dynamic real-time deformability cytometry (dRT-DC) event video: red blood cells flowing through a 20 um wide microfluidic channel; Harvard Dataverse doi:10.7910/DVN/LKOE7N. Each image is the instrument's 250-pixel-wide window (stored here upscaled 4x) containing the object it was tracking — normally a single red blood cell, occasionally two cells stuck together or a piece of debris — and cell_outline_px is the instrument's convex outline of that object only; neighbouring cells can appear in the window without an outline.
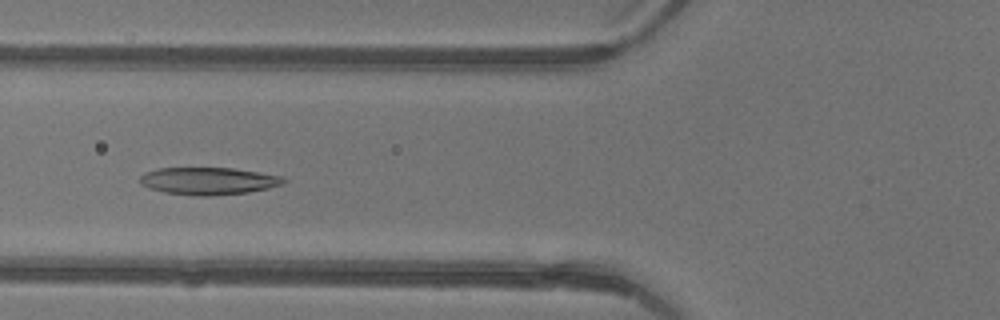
{"species": "common noctule bat (a hibernating species)", "species_latin": "Nyctalus noctula", "temperature_condition": "warm", "stored_images_in_passage": 4, "camera_frame_rate_fps": 3000, "um_per_image_px": 0.085, "animal": {"sex": "female"}, "frame": {"image": 1, "passage_image": 4, "time_ms": 1.0, "image_size_px": [1000, 320], "cell_outline_px": [[288, 180], [284, 184], [268, 188], [248, 192], [212, 196], [196, 196], [164, 192], [140, 184], [140, 176], [144, 172], [160, 168], [232, 168], [284, 176]], "centroid_in_image_um": [17.75, 15.38], "position_along_channel_um": 108.0, "area_um2": 22.95}}